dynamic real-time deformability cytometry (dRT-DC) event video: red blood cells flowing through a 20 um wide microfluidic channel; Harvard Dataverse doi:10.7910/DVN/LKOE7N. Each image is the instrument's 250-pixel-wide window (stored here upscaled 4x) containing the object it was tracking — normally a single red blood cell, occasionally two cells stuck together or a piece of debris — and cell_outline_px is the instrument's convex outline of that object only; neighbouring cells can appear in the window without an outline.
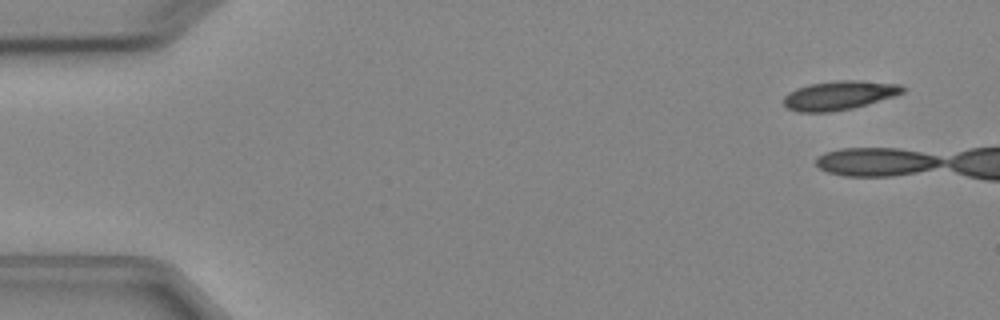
{"species": "Egyptian fruit bat (a non-hibernating species)", "species_latin": "Rousettus aegyptiacus", "temperature_condition": "cold", "stored_images_in_passage": 4, "camera_frame_rate_fps": 3000, "um_per_image_px": 0.085, "animal": {"sex": "female"}, "frame": {"image": 1, "passage_image": 1, "time_ms": 0.0, "image_size_px": [1000, 320], "cell_outline_px": [[908, 88], [904, 92], [892, 96], [852, 108], [828, 112], [800, 112], [788, 108], [784, 104], [784, 96], [788, 92], [796, 88], [808, 84], [836, 80], [860, 80], [900, 84]], "centroid_in_image_um": [71.32, 8.08], "position_along_channel_um": 13.7, "area_um2": 20.06}}